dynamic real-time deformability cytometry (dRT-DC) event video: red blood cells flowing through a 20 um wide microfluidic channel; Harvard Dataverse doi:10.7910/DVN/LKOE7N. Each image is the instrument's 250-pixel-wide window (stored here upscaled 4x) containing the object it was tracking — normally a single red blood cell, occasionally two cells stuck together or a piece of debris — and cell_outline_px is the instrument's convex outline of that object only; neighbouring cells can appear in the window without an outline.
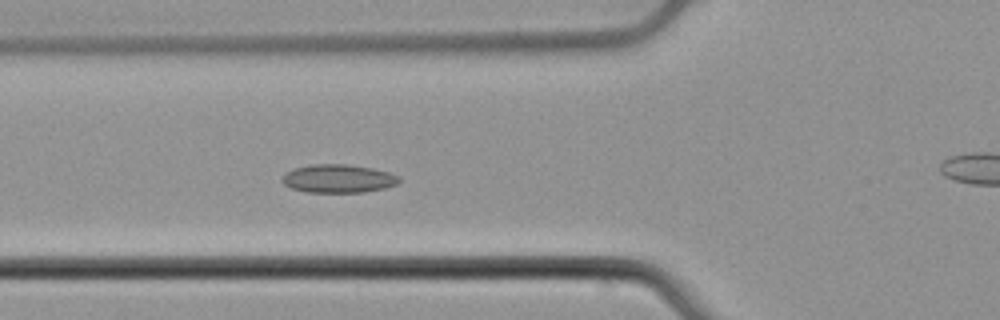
{"species": "common noctule bat (a hibernating species)", "species_latin": "Nyctalus noctula", "temperature_condition": "cold", "stored_images_in_passage": 7, "segment_of_instrument_passage": [1, 2], "camera_frame_rate_fps": 3000, "um_per_image_px": 0.085, "animal": {"sex": "male", "body_mass_g": 21.5, "forearm_length_mm": 52.0}, "frame": {"image": 1, "passage_image": 6, "time_ms": 1.667, "image_size_px": [1000, 320], "cell_outline_px": [[400, 180], [396, 184], [384, 188], [364, 192], [304, 192], [292, 188], [284, 184], [280, 180], [288, 172], [296, 168], [312, 164], [348, 164], [372, 168], [388, 172], [400, 176]], "centroid_in_image_um": [28.77, 15.18], "position_along_channel_um": 97.0, "area_um2": 19.19}}